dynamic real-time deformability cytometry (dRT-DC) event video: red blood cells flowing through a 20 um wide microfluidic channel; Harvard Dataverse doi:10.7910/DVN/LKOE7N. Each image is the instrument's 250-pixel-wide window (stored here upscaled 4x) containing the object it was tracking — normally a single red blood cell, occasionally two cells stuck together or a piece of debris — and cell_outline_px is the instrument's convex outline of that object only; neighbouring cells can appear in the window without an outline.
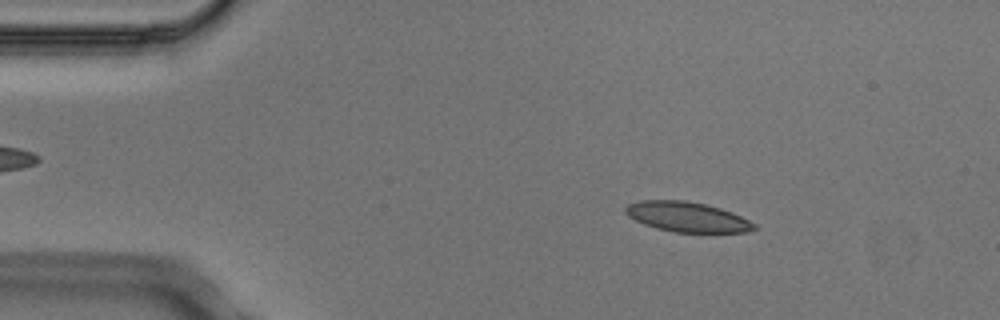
{"species": "Egyptian fruit bat (a non-hibernating species)", "species_latin": "Rousettus aegyptiacus", "temperature_condition": "cold", "stored_images_in_passage": 2, "camera_frame_rate_fps": 3000, "um_per_image_px": 0.085, "animal": {"sex": "male"}, "frame": {"image": 1, "passage_image": 1, "time_ms": 0.0, "image_size_px": [1000, 320], "cell_outline_px": [[756, 228], [748, 232], [676, 232], [656, 228], [644, 224], [628, 216], [624, 212], [624, 208], [628, 204], [640, 200], [684, 200], [704, 204], [720, 208], [732, 212], [756, 224]], "centroid_in_image_um": [58.38, 18.43], "position_along_channel_um": 26.6, "area_um2": 22.37}}